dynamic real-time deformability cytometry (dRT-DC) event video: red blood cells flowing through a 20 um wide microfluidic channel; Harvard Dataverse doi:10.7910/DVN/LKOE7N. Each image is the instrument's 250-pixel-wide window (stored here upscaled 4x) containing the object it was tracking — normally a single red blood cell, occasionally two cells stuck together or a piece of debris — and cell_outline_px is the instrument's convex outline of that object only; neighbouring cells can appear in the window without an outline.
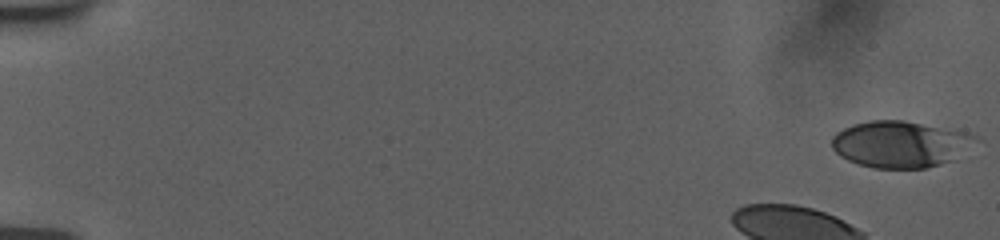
{"species": "human", "species_latin": "Homo sapiens", "temperature_condition": "room temperature", "stored_images_in_passage": 42, "camera_frame_rate_fps": 3000, "um_per_image_px": 0.085, "donor": {"sex": "female"}, "frame": {"image": 1, "passage_image": 1, "time_ms": 0.0, "image_size_px": [1000, 240], "cell_outline_px": [[984, 140], [948, 160], [940, 164], [924, 168], [872, 168], [848, 160], [840, 156], [832, 148], [832, 136], [836, 132], [852, 124], [872, 120], [904, 120], [968, 132]], "centroid_in_image_um": [76.54, 12.23], "position_along_channel_um": 8.5, "area_um2": 39.02}}
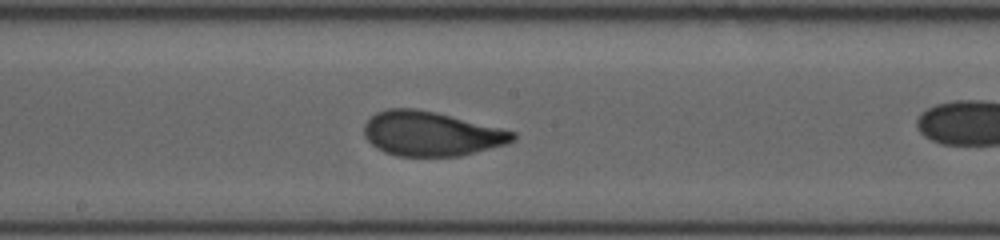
{"frame": {"image": 2, "passage_image": 28, "time_ms": 9.0, "image_size_px": [1000, 240], "cell_outline_px": [[516, 140], [508, 144], [460, 156], [396, 156], [384, 152], [376, 148], [364, 136], [364, 124], [376, 112], [388, 108], [416, 108], [436, 112], [516, 132]], "centroid_in_image_um": [36.64, 11.37], "position_along_channel_um": 211.6, "area_um2": 38.67}}
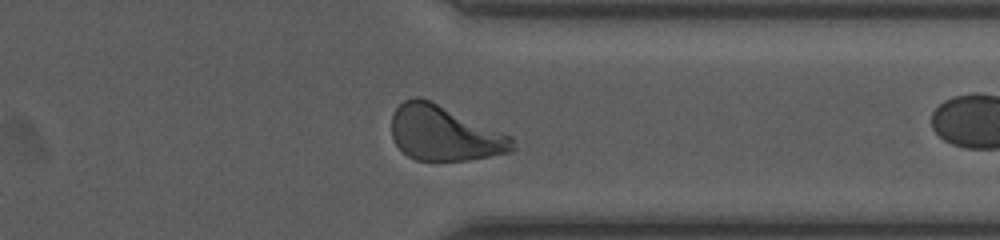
{"frame": {"image": 3, "passage_image": 41, "time_ms": 13.333, "image_size_px": [1000, 240], "cell_outline_px": [[516, 148], [512, 152], [468, 160], [416, 160], [408, 156], [396, 144], [392, 136], [392, 112], [404, 100], [412, 96], [416, 96], [428, 100], [512, 136]], "centroid_in_image_um": [37.76, 11.34], "position_along_channel_um": 373.6, "area_um2": 38.38}}